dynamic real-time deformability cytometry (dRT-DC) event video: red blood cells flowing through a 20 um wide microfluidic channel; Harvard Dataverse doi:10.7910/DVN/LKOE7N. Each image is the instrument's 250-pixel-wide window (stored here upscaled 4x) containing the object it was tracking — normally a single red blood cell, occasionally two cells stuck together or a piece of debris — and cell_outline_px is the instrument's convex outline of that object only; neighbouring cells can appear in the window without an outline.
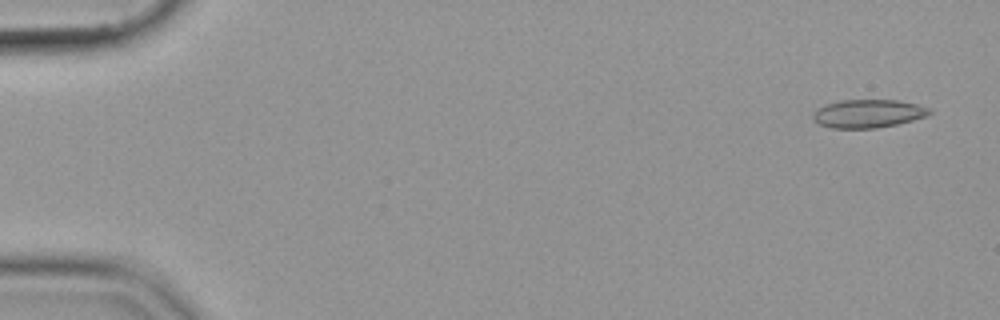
{"species": "common noctule bat (a hibernating species)", "species_latin": "Nyctalus noctula", "temperature_condition": "cold", "stored_images_in_passage": 55, "camera_frame_rate_fps": 3000, "um_per_image_px": 0.085, "animal": {"sex": "female", "body_mass_g": 19.9}, "frame": {"image": 1, "passage_image": 3, "time_ms": 0.667, "image_size_px": [1000, 320], "cell_outline_px": [[932, 112], [928, 116], [896, 124], [876, 128], [832, 128], [820, 124], [812, 120], [812, 112], [816, 108], [824, 104], [840, 100], [896, 100], [916, 104], [928, 108]], "centroid_in_image_um": [73.73, 9.65], "position_along_channel_um": 11.3, "area_um2": 19.25}}
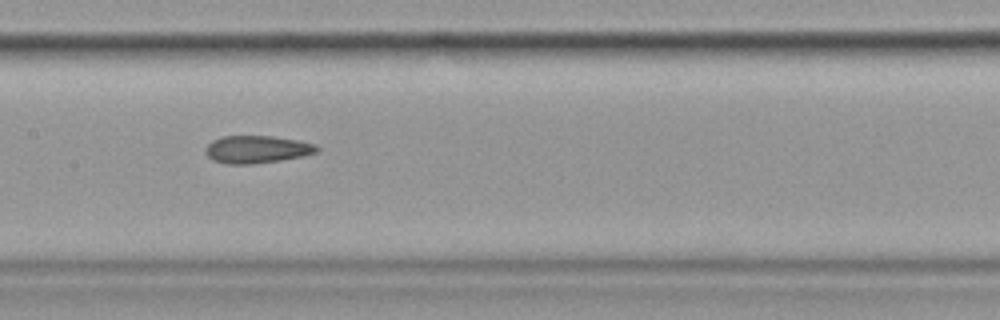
{"frame": {"image": 2, "passage_image": 28, "time_ms": 9.0, "image_size_px": [1000, 320], "cell_outline_px": [[320, 152], [304, 156], [280, 160], [252, 164], [228, 164], [212, 160], [208, 156], [204, 148], [212, 140], [224, 136], [272, 136], [296, 140], [316, 144], [320, 148]], "centroid_in_image_um": [21.86, 12.7], "position_along_channel_um": 185.5, "area_um2": 17.98}}
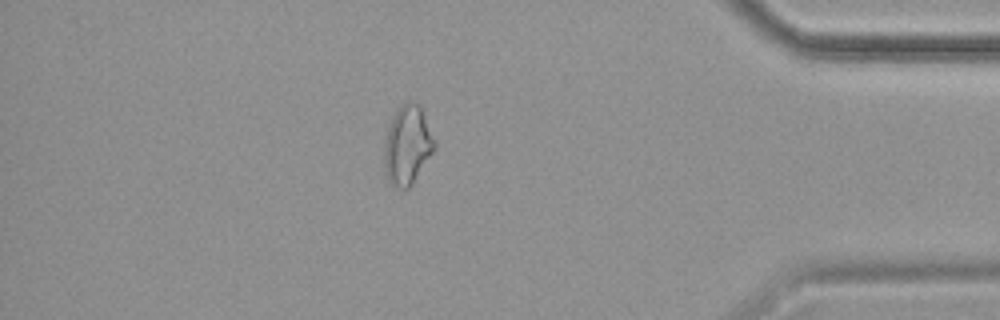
{"frame": {"image": 3, "passage_image": 48, "time_ms": 15.667, "image_size_px": [1000, 320], "cell_outline_px": [[436, 148], [412, 184], [408, 188], [400, 188], [392, 184], [388, 180], [384, 172], [384, 136], [388, 124], [396, 108], [408, 100], [412, 100], [420, 104], [436, 140]], "centroid_in_image_um": [34.63, 12.28], "position_along_channel_um": 400.6, "area_um2": 23.76}}